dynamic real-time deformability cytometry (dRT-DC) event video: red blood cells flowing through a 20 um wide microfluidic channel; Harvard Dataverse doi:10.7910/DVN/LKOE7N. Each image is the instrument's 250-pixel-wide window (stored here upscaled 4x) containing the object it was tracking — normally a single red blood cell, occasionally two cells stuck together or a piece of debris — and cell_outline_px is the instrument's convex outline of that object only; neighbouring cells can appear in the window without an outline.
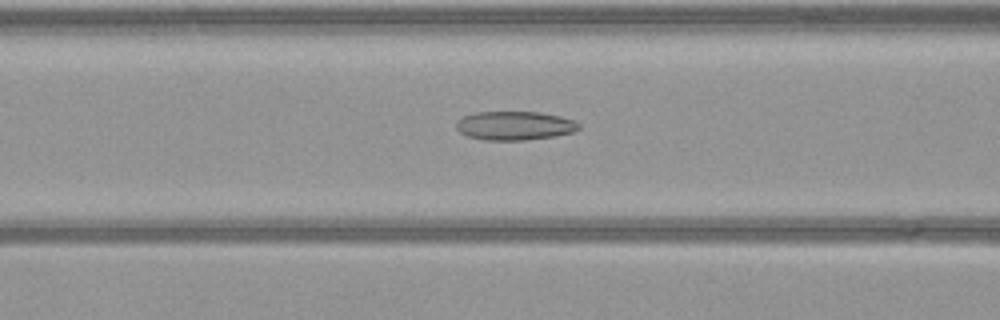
{"species": "common noctule bat (a hibernating species)", "species_latin": "Nyctalus noctula", "temperature_condition": "warm", "stored_images_in_passage": 54, "camera_frame_rate_fps": 3000, "um_per_image_px": 0.085, "animal": {"sex": "female", "body_mass_g": 21.9}, "frame": {"image": 1, "passage_image": 21, "time_ms": 6.667, "image_size_px": [1000, 320], "cell_outline_px": [[580, 128], [576, 132], [552, 136], [524, 140], [484, 140], [468, 136], [460, 132], [456, 128], [456, 124], [464, 116], [476, 112], [540, 112], [560, 116], [576, 120], [580, 124]], "centroid_in_image_um": [43.79, 10.68], "position_along_channel_um": 122.8, "area_um2": 20.58}}
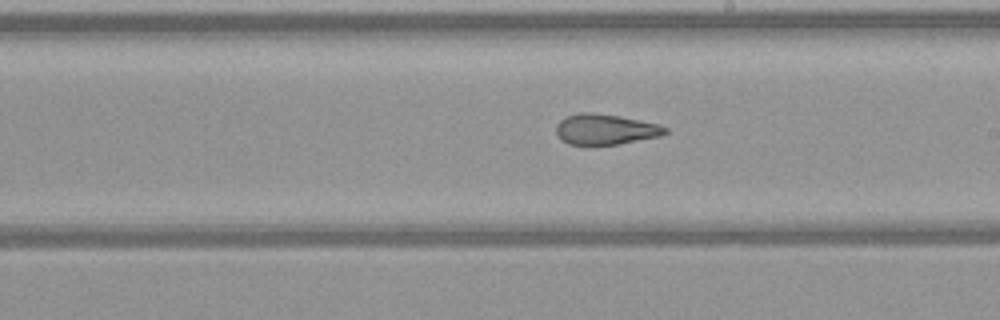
{"frame": {"image": 2, "passage_image": 30, "time_ms": 9.667, "image_size_px": [1000, 320], "cell_outline_px": [[668, 132], [660, 136], [620, 144], [568, 144], [560, 140], [556, 132], [556, 124], [564, 116], [580, 112], [592, 112], [620, 116], [660, 124], [668, 128]], "centroid_in_image_um": [51.45, 10.98], "position_along_channel_um": 237.6, "area_um2": 19.59}}
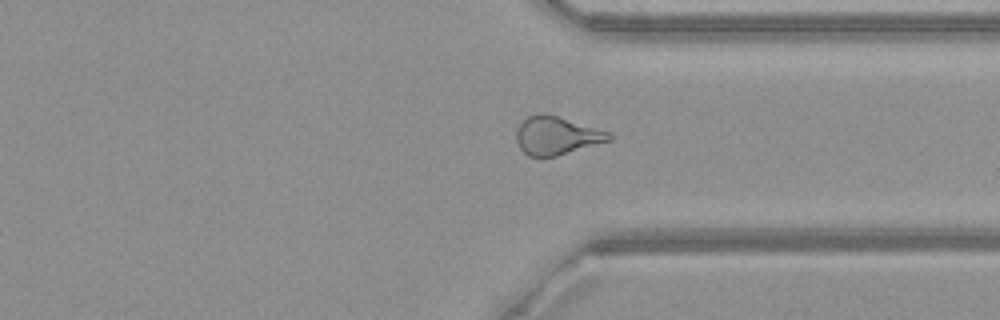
{"frame": {"image": 3, "passage_image": 40, "time_ms": 13.0, "image_size_px": [1000, 320], "cell_outline_px": [[616, 136], [612, 140], [556, 156], [528, 156], [520, 148], [516, 140], [516, 128], [528, 116], [536, 112], [540, 112], [556, 116], [608, 132]], "centroid_in_image_um": [47.29, 11.53], "position_along_channel_um": 364.1, "area_um2": 20.46}}